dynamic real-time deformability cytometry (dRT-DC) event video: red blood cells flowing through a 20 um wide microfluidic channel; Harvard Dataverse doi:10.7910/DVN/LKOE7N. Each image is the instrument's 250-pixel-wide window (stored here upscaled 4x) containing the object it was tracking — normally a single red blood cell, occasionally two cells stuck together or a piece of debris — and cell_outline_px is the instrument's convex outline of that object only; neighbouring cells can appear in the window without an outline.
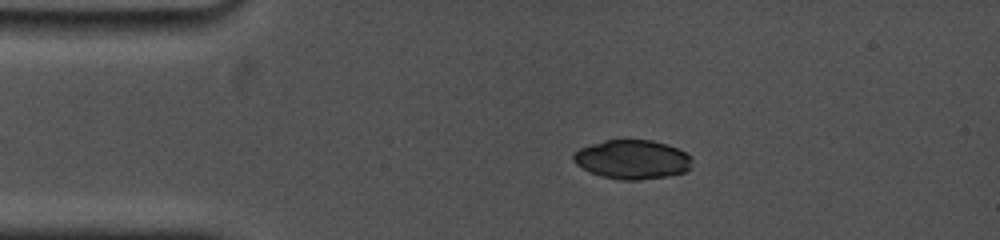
{"species": "common noctule bat (a hibernating species)", "species_latin": "Nyctalus noctula", "temperature_condition": "cold", "stored_images_in_passage": 6, "camera_frame_rate_fps": 5000, "um_per_image_px": 0.085, "animal": {"sex": "female", "body_mass_g": 19.0, "forearm_length_mm": 53.3}, "frame": {"image": 1, "passage_image": 2, "time_ms": 0.4, "image_size_px": [1000, 240], "cell_outline_px": [[692, 168], [684, 172], [668, 176], [640, 180], [620, 180], [600, 176], [576, 164], [572, 160], [572, 152], [580, 148], [604, 140], [652, 140], [668, 144], [692, 156]], "centroid_in_image_um": [53.76, 13.56], "position_along_channel_um": 31.2, "area_um2": 27.22}}